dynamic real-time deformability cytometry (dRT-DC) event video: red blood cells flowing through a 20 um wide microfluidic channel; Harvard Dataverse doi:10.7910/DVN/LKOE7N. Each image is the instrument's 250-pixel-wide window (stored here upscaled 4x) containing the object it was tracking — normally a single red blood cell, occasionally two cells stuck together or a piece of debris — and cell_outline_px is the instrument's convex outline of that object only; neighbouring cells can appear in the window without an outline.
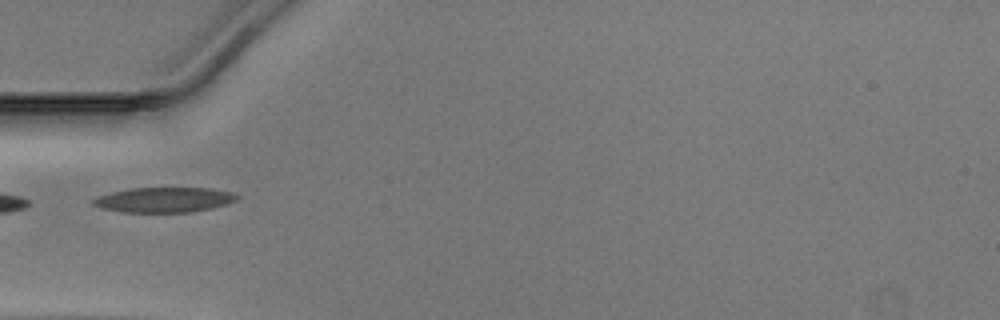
{"species": "Egyptian fruit bat (a non-hibernating species)", "species_latin": "Rousettus aegyptiacus", "temperature_condition": "warm", "stored_images_in_passage": 20, "camera_frame_rate_fps": 3000, "um_per_image_px": 0.085, "animal": {"sex": "male"}, "frame": {"image": 1, "passage_image": 1, "time_ms": 0.0, "image_size_px": [1000, 320], "cell_outline_px": [[240, 196], [236, 200], [228, 204], [212, 208], [192, 212], [124, 212], [104, 208], [92, 204], [92, 200], [100, 196], [112, 192], [132, 188], [212, 188], [232, 192]], "centroid_in_image_um": [14.02, 16.98], "position_along_channel_um": 71.0, "area_um2": 20.87}}
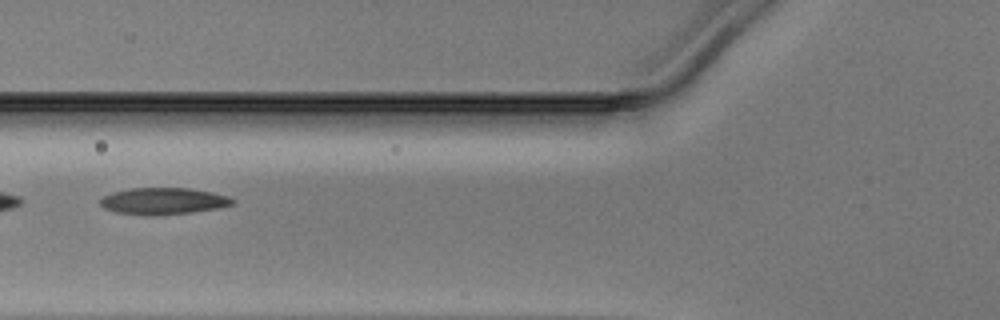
{"frame": {"image": 2, "passage_image": 4, "time_ms": 1.0, "image_size_px": [1000, 320], "cell_outline_px": [[236, 204], [220, 208], [192, 212], [156, 216], [144, 216], [116, 212], [104, 208], [100, 204], [100, 200], [104, 196], [112, 192], [132, 188], [188, 188], [212, 192], [228, 196], [236, 200]], "centroid_in_image_um": [13.92, 17.1], "position_along_channel_um": 111.9, "area_um2": 20.87}}